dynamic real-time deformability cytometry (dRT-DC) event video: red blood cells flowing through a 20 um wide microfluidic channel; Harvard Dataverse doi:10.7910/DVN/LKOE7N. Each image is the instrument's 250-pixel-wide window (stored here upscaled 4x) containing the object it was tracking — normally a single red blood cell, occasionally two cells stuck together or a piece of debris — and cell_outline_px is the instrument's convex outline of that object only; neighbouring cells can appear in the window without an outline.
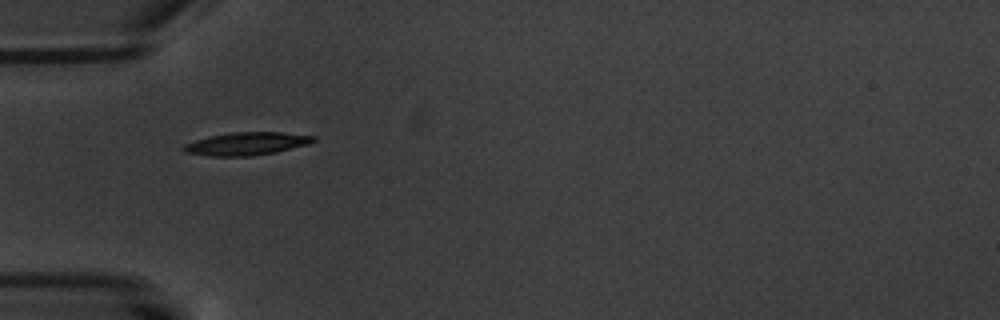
{"species": "common noctule bat (a hibernating species)", "species_latin": "Nyctalus noctula", "temperature_condition": "warm", "stored_images_in_passage": 2, "camera_frame_rate_fps": 3000, "um_per_image_px": 0.085, "animal": {"sex": "male", "body_mass_g": 20.1, "forearm_length_mm": 53.5}, "frame": {"image": 1, "passage_image": 1, "time_ms": 0.0, "image_size_px": [1000, 320], "cell_outline_px": [[316, 140], [308, 144], [276, 152], [252, 156], [212, 156], [184, 152], [180, 148], [184, 144], [196, 140], [212, 136], [232, 132], [280, 132], [316, 136]], "centroid_in_image_um": [20.96, 12.22], "position_along_channel_um": 64.0, "area_um2": 17.22}}